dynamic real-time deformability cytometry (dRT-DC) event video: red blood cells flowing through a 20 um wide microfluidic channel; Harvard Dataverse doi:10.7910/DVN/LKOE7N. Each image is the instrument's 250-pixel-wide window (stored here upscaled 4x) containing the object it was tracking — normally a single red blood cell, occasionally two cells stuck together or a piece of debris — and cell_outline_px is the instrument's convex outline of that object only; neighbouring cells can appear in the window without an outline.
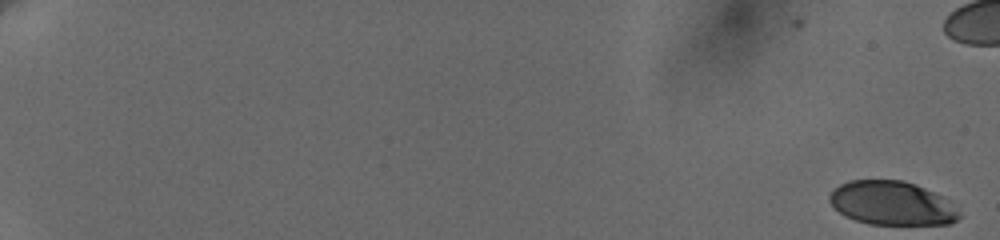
{"species": "human", "species_latin": "Homo sapiens", "temperature_condition": "cold", "stored_images_in_passage": 7, "camera_frame_rate_fps": 3000, "um_per_image_px": 0.085, "donor": {"sex": "female"}, "frame": {"image": 1, "passage_image": 1, "time_ms": 0.0, "image_size_px": [1000, 240], "cell_outline_px": [[960, 216], [956, 220], [948, 224], [868, 224], [844, 216], [828, 200], [828, 196], [840, 184], [848, 180], [904, 180], [916, 184], [944, 196], [960, 212]], "centroid_in_image_um": [75.82, 17.26], "position_along_channel_um": 9.2, "area_um2": 33.18}}